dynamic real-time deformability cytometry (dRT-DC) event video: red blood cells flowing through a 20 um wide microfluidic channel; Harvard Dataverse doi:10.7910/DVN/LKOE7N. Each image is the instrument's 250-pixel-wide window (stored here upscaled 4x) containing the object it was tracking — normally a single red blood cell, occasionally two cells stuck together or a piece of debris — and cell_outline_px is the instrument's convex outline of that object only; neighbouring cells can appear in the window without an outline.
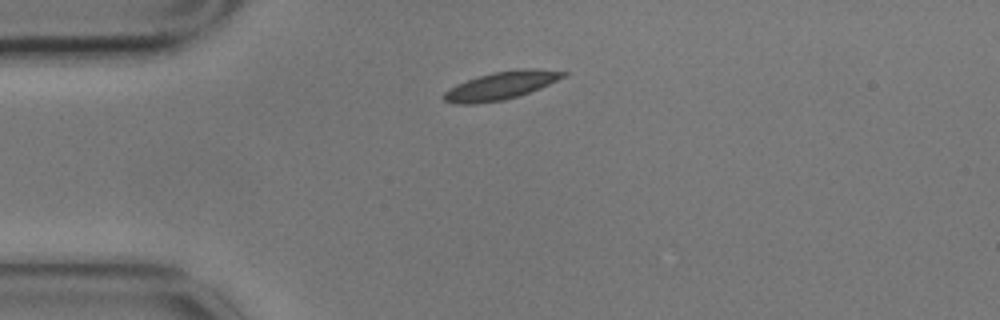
{"species": "common noctule bat (a hibernating species)", "species_latin": "Nyctalus noctula", "temperature_condition": "cold", "stored_images_in_passage": 3, "camera_frame_rate_fps": 3000, "um_per_image_px": 0.085, "animal": {"sex": "male", "body_mass_g": 17.9}, "frame": {"image": 1, "passage_image": 1, "time_ms": 0.0, "image_size_px": [1000, 320], "cell_outline_px": [[568, 72], [564, 76], [540, 88], [520, 96], [504, 100], [476, 104], [456, 104], [444, 100], [440, 96], [448, 88], [456, 84], [492, 72], [524, 68], [532, 68]], "centroid_in_image_um": [42.53, 7.29], "position_along_channel_um": 42.5, "area_um2": 19.42}}